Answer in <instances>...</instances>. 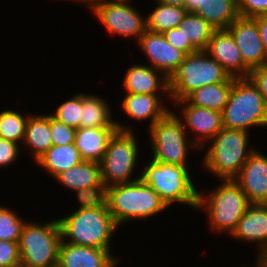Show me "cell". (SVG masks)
Instances as JSON below:
<instances>
[{"label": "cell", "instance_id": "1", "mask_svg": "<svg viewBox=\"0 0 267 267\" xmlns=\"http://www.w3.org/2000/svg\"><path fill=\"white\" fill-rule=\"evenodd\" d=\"M250 132L222 128L201 150V169L217 180H234L248 157L257 149L252 147ZM207 147V148H206ZM205 154V155H204Z\"/></svg>", "mask_w": 267, "mask_h": 267}, {"label": "cell", "instance_id": "2", "mask_svg": "<svg viewBox=\"0 0 267 267\" xmlns=\"http://www.w3.org/2000/svg\"><path fill=\"white\" fill-rule=\"evenodd\" d=\"M63 215L57 219L64 242L104 250L113 249L111 240L120 229L106 203L96 208L70 210L67 215Z\"/></svg>", "mask_w": 267, "mask_h": 267}, {"label": "cell", "instance_id": "3", "mask_svg": "<svg viewBox=\"0 0 267 267\" xmlns=\"http://www.w3.org/2000/svg\"><path fill=\"white\" fill-rule=\"evenodd\" d=\"M146 160L141 165L140 179L160 196L167 208L184 204L196 212L199 186L191 167Z\"/></svg>", "mask_w": 267, "mask_h": 267}, {"label": "cell", "instance_id": "4", "mask_svg": "<svg viewBox=\"0 0 267 267\" xmlns=\"http://www.w3.org/2000/svg\"><path fill=\"white\" fill-rule=\"evenodd\" d=\"M218 186L205 192L199 187L197 212H206L211 233L231 235L250 205L234 180H218ZM205 193V194H204Z\"/></svg>", "mask_w": 267, "mask_h": 267}, {"label": "cell", "instance_id": "5", "mask_svg": "<svg viewBox=\"0 0 267 267\" xmlns=\"http://www.w3.org/2000/svg\"><path fill=\"white\" fill-rule=\"evenodd\" d=\"M115 122L117 130L111 136L100 163L101 178L106 188L140 179L141 170L137 168L141 167V163L138 158L144 156L140 154L141 145L136 136L137 132L133 130L135 127L128 122L125 124L124 121L120 122L116 119Z\"/></svg>", "mask_w": 267, "mask_h": 267}, {"label": "cell", "instance_id": "6", "mask_svg": "<svg viewBox=\"0 0 267 267\" xmlns=\"http://www.w3.org/2000/svg\"><path fill=\"white\" fill-rule=\"evenodd\" d=\"M106 204L119 229L130 222H146L168 210L160 196L141 179L106 188Z\"/></svg>", "mask_w": 267, "mask_h": 267}, {"label": "cell", "instance_id": "7", "mask_svg": "<svg viewBox=\"0 0 267 267\" xmlns=\"http://www.w3.org/2000/svg\"><path fill=\"white\" fill-rule=\"evenodd\" d=\"M147 129L148 143L151 144L149 149L151 157L149 158L153 161L190 166L188 156L194 150L201 151L186 133L181 120L172 110Z\"/></svg>", "mask_w": 267, "mask_h": 267}, {"label": "cell", "instance_id": "8", "mask_svg": "<svg viewBox=\"0 0 267 267\" xmlns=\"http://www.w3.org/2000/svg\"><path fill=\"white\" fill-rule=\"evenodd\" d=\"M222 119L223 128L241 129L248 132L254 127L267 129L265 101L249 78L233 77V86L222 112Z\"/></svg>", "mask_w": 267, "mask_h": 267}, {"label": "cell", "instance_id": "9", "mask_svg": "<svg viewBox=\"0 0 267 267\" xmlns=\"http://www.w3.org/2000/svg\"><path fill=\"white\" fill-rule=\"evenodd\" d=\"M36 221H26L18 241L21 267H57L62 241L58 219Z\"/></svg>", "mask_w": 267, "mask_h": 267}, {"label": "cell", "instance_id": "10", "mask_svg": "<svg viewBox=\"0 0 267 267\" xmlns=\"http://www.w3.org/2000/svg\"><path fill=\"white\" fill-rule=\"evenodd\" d=\"M230 75L205 51L188 54L169 77V104L185 99L194 90L226 82Z\"/></svg>", "mask_w": 267, "mask_h": 267}, {"label": "cell", "instance_id": "11", "mask_svg": "<svg viewBox=\"0 0 267 267\" xmlns=\"http://www.w3.org/2000/svg\"><path fill=\"white\" fill-rule=\"evenodd\" d=\"M132 0L91 1L89 11L111 36L138 39L147 30L146 13L131 4ZM140 10V11H139Z\"/></svg>", "mask_w": 267, "mask_h": 267}, {"label": "cell", "instance_id": "12", "mask_svg": "<svg viewBox=\"0 0 267 267\" xmlns=\"http://www.w3.org/2000/svg\"><path fill=\"white\" fill-rule=\"evenodd\" d=\"M171 107H176L171 110L181 120L186 133L200 149L223 128L221 112L193 106L185 99L172 103Z\"/></svg>", "mask_w": 267, "mask_h": 267}, {"label": "cell", "instance_id": "13", "mask_svg": "<svg viewBox=\"0 0 267 267\" xmlns=\"http://www.w3.org/2000/svg\"><path fill=\"white\" fill-rule=\"evenodd\" d=\"M136 45L149 66L163 72L168 78L178 68L187 54L171 46L163 33L146 30Z\"/></svg>", "mask_w": 267, "mask_h": 267}, {"label": "cell", "instance_id": "14", "mask_svg": "<svg viewBox=\"0 0 267 267\" xmlns=\"http://www.w3.org/2000/svg\"><path fill=\"white\" fill-rule=\"evenodd\" d=\"M125 94L122 95L124 98L122 97L120 100L121 104L118 108H121L120 112L129 118L130 123L133 121L138 123L142 122L141 124L144 125H146L145 123H149L148 127L150 128L172 108L171 104H168V101L171 100L170 94Z\"/></svg>", "mask_w": 267, "mask_h": 267}, {"label": "cell", "instance_id": "15", "mask_svg": "<svg viewBox=\"0 0 267 267\" xmlns=\"http://www.w3.org/2000/svg\"><path fill=\"white\" fill-rule=\"evenodd\" d=\"M227 30L233 36L244 64L250 70L267 64V54L263 47L257 21L253 17L239 16Z\"/></svg>", "mask_w": 267, "mask_h": 267}, {"label": "cell", "instance_id": "16", "mask_svg": "<svg viewBox=\"0 0 267 267\" xmlns=\"http://www.w3.org/2000/svg\"><path fill=\"white\" fill-rule=\"evenodd\" d=\"M250 204H264L267 200V155L259 147L248 157L234 179Z\"/></svg>", "mask_w": 267, "mask_h": 267}, {"label": "cell", "instance_id": "17", "mask_svg": "<svg viewBox=\"0 0 267 267\" xmlns=\"http://www.w3.org/2000/svg\"><path fill=\"white\" fill-rule=\"evenodd\" d=\"M205 52L215 59L234 78H248L250 69L244 64L241 52L227 29L215 30Z\"/></svg>", "mask_w": 267, "mask_h": 267}, {"label": "cell", "instance_id": "18", "mask_svg": "<svg viewBox=\"0 0 267 267\" xmlns=\"http://www.w3.org/2000/svg\"><path fill=\"white\" fill-rule=\"evenodd\" d=\"M113 251L69 244L62 240L57 267H120L121 255L117 257Z\"/></svg>", "mask_w": 267, "mask_h": 267}, {"label": "cell", "instance_id": "19", "mask_svg": "<svg viewBox=\"0 0 267 267\" xmlns=\"http://www.w3.org/2000/svg\"><path fill=\"white\" fill-rule=\"evenodd\" d=\"M122 89L124 93L170 94L169 78L147 63H134L125 69Z\"/></svg>", "mask_w": 267, "mask_h": 267}, {"label": "cell", "instance_id": "20", "mask_svg": "<svg viewBox=\"0 0 267 267\" xmlns=\"http://www.w3.org/2000/svg\"><path fill=\"white\" fill-rule=\"evenodd\" d=\"M230 237L241 241V244H257V256L267 246V207L264 204H250Z\"/></svg>", "mask_w": 267, "mask_h": 267}, {"label": "cell", "instance_id": "21", "mask_svg": "<svg viewBox=\"0 0 267 267\" xmlns=\"http://www.w3.org/2000/svg\"><path fill=\"white\" fill-rule=\"evenodd\" d=\"M117 127H84L76 129L75 146L83 161L101 163L108 142Z\"/></svg>", "mask_w": 267, "mask_h": 267}, {"label": "cell", "instance_id": "22", "mask_svg": "<svg viewBox=\"0 0 267 267\" xmlns=\"http://www.w3.org/2000/svg\"><path fill=\"white\" fill-rule=\"evenodd\" d=\"M50 112L32 113L27 122L22 151H28L34 163H36L52 146L50 131Z\"/></svg>", "mask_w": 267, "mask_h": 267}, {"label": "cell", "instance_id": "23", "mask_svg": "<svg viewBox=\"0 0 267 267\" xmlns=\"http://www.w3.org/2000/svg\"><path fill=\"white\" fill-rule=\"evenodd\" d=\"M82 161L75 143H70L63 146L52 145L34 165L42 168L41 170L54 180L60 173Z\"/></svg>", "mask_w": 267, "mask_h": 267}, {"label": "cell", "instance_id": "24", "mask_svg": "<svg viewBox=\"0 0 267 267\" xmlns=\"http://www.w3.org/2000/svg\"><path fill=\"white\" fill-rule=\"evenodd\" d=\"M98 94L82 92L80 128L117 127L108 99ZM110 105V106H109Z\"/></svg>", "mask_w": 267, "mask_h": 267}, {"label": "cell", "instance_id": "25", "mask_svg": "<svg viewBox=\"0 0 267 267\" xmlns=\"http://www.w3.org/2000/svg\"><path fill=\"white\" fill-rule=\"evenodd\" d=\"M54 181L68 191L98 186L102 183L101 165L96 162L82 161L60 173Z\"/></svg>", "mask_w": 267, "mask_h": 267}, {"label": "cell", "instance_id": "26", "mask_svg": "<svg viewBox=\"0 0 267 267\" xmlns=\"http://www.w3.org/2000/svg\"><path fill=\"white\" fill-rule=\"evenodd\" d=\"M185 36V53L205 51L215 29L197 14L188 12L179 24Z\"/></svg>", "mask_w": 267, "mask_h": 267}, {"label": "cell", "instance_id": "27", "mask_svg": "<svg viewBox=\"0 0 267 267\" xmlns=\"http://www.w3.org/2000/svg\"><path fill=\"white\" fill-rule=\"evenodd\" d=\"M233 86V77L226 82L209 84L194 90L185 100L193 105L208 108L214 111L223 112Z\"/></svg>", "mask_w": 267, "mask_h": 267}, {"label": "cell", "instance_id": "28", "mask_svg": "<svg viewBox=\"0 0 267 267\" xmlns=\"http://www.w3.org/2000/svg\"><path fill=\"white\" fill-rule=\"evenodd\" d=\"M196 14L215 30L227 29L240 16L237 0H204Z\"/></svg>", "mask_w": 267, "mask_h": 267}, {"label": "cell", "instance_id": "29", "mask_svg": "<svg viewBox=\"0 0 267 267\" xmlns=\"http://www.w3.org/2000/svg\"><path fill=\"white\" fill-rule=\"evenodd\" d=\"M154 9L146 12L147 30L164 33L172 28L179 27L183 18L188 13L187 9L179 6H171L154 1Z\"/></svg>", "mask_w": 267, "mask_h": 267}, {"label": "cell", "instance_id": "30", "mask_svg": "<svg viewBox=\"0 0 267 267\" xmlns=\"http://www.w3.org/2000/svg\"><path fill=\"white\" fill-rule=\"evenodd\" d=\"M16 109L0 111V137L22 145L29 116L33 111L22 114Z\"/></svg>", "mask_w": 267, "mask_h": 267}, {"label": "cell", "instance_id": "31", "mask_svg": "<svg viewBox=\"0 0 267 267\" xmlns=\"http://www.w3.org/2000/svg\"><path fill=\"white\" fill-rule=\"evenodd\" d=\"M26 220L15 209L0 204V240L18 242Z\"/></svg>", "mask_w": 267, "mask_h": 267}, {"label": "cell", "instance_id": "32", "mask_svg": "<svg viewBox=\"0 0 267 267\" xmlns=\"http://www.w3.org/2000/svg\"><path fill=\"white\" fill-rule=\"evenodd\" d=\"M82 92H77L71 95V98L65 99L54 108L50 114L66 124L67 126L75 129L80 128V117L82 114Z\"/></svg>", "mask_w": 267, "mask_h": 267}, {"label": "cell", "instance_id": "33", "mask_svg": "<svg viewBox=\"0 0 267 267\" xmlns=\"http://www.w3.org/2000/svg\"><path fill=\"white\" fill-rule=\"evenodd\" d=\"M73 192L76 193L75 198L78 202L74 210L101 207L106 203V186L103 182L98 186L86 187Z\"/></svg>", "mask_w": 267, "mask_h": 267}, {"label": "cell", "instance_id": "34", "mask_svg": "<svg viewBox=\"0 0 267 267\" xmlns=\"http://www.w3.org/2000/svg\"><path fill=\"white\" fill-rule=\"evenodd\" d=\"M50 131L52 145L63 146L74 143L76 129L57 120L50 114Z\"/></svg>", "mask_w": 267, "mask_h": 267}, {"label": "cell", "instance_id": "35", "mask_svg": "<svg viewBox=\"0 0 267 267\" xmlns=\"http://www.w3.org/2000/svg\"><path fill=\"white\" fill-rule=\"evenodd\" d=\"M0 267H21L18 242L0 240Z\"/></svg>", "mask_w": 267, "mask_h": 267}, {"label": "cell", "instance_id": "36", "mask_svg": "<svg viewBox=\"0 0 267 267\" xmlns=\"http://www.w3.org/2000/svg\"><path fill=\"white\" fill-rule=\"evenodd\" d=\"M20 152L23 153L21 145L0 137V168L11 167L16 161L18 163L16 159H19Z\"/></svg>", "mask_w": 267, "mask_h": 267}, {"label": "cell", "instance_id": "37", "mask_svg": "<svg viewBox=\"0 0 267 267\" xmlns=\"http://www.w3.org/2000/svg\"><path fill=\"white\" fill-rule=\"evenodd\" d=\"M241 17H256L267 13V0H237Z\"/></svg>", "mask_w": 267, "mask_h": 267}, {"label": "cell", "instance_id": "38", "mask_svg": "<svg viewBox=\"0 0 267 267\" xmlns=\"http://www.w3.org/2000/svg\"><path fill=\"white\" fill-rule=\"evenodd\" d=\"M248 78L261 93L267 107V64L250 70Z\"/></svg>", "mask_w": 267, "mask_h": 267}, {"label": "cell", "instance_id": "39", "mask_svg": "<svg viewBox=\"0 0 267 267\" xmlns=\"http://www.w3.org/2000/svg\"><path fill=\"white\" fill-rule=\"evenodd\" d=\"M163 35L171 46L185 52V36L178 27L165 31Z\"/></svg>", "mask_w": 267, "mask_h": 267}, {"label": "cell", "instance_id": "40", "mask_svg": "<svg viewBox=\"0 0 267 267\" xmlns=\"http://www.w3.org/2000/svg\"><path fill=\"white\" fill-rule=\"evenodd\" d=\"M253 18L257 21L263 47L267 54V13L258 15Z\"/></svg>", "mask_w": 267, "mask_h": 267}, {"label": "cell", "instance_id": "41", "mask_svg": "<svg viewBox=\"0 0 267 267\" xmlns=\"http://www.w3.org/2000/svg\"><path fill=\"white\" fill-rule=\"evenodd\" d=\"M203 2L204 0H186V9L188 12L196 14L202 9Z\"/></svg>", "mask_w": 267, "mask_h": 267}, {"label": "cell", "instance_id": "42", "mask_svg": "<svg viewBox=\"0 0 267 267\" xmlns=\"http://www.w3.org/2000/svg\"><path fill=\"white\" fill-rule=\"evenodd\" d=\"M254 264L257 267H267V246L257 255L255 256Z\"/></svg>", "mask_w": 267, "mask_h": 267}, {"label": "cell", "instance_id": "43", "mask_svg": "<svg viewBox=\"0 0 267 267\" xmlns=\"http://www.w3.org/2000/svg\"><path fill=\"white\" fill-rule=\"evenodd\" d=\"M155 1L166 5L186 8V0H155Z\"/></svg>", "mask_w": 267, "mask_h": 267}, {"label": "cell", "instance_id": "44", "mask_svg": "<svg viewBox=\"0 0 267 267\" xmlns=\"http://www.w3.org/2000/svg\"><path fill=\"white\" fill-rule=\"evenodd\" d=\"M56 1V0H54ZM59 1V0H58ZM62 1H66V0H62ZM68 2L69 1H72L73 3H78V4H83L82 6H86L88 9H89V6H90V3H91V0H67Z\"/></svg>", "mask_w": 267, "mask_h": 267}, {"label": "cell", "instance_id": "45", "mask_svg": "<svg viewBox=\"0 0 267 267\" xmlns=\"http://www.w3.org/2000/svg\"><path fill=\"white\" fill-rule=\"evenodd\" d=\"M243 266H244V267H247L248 265H246V264H245V265H243V264H242V266H241V267H243ZM232 267H233V266H232ZM235 267H236V265H235ZM248 267H257V266H256L255 264H252V265H250V266H248Z\"/></svg>", "mask_w": 267, "mask_h": 267}]
</instances>
